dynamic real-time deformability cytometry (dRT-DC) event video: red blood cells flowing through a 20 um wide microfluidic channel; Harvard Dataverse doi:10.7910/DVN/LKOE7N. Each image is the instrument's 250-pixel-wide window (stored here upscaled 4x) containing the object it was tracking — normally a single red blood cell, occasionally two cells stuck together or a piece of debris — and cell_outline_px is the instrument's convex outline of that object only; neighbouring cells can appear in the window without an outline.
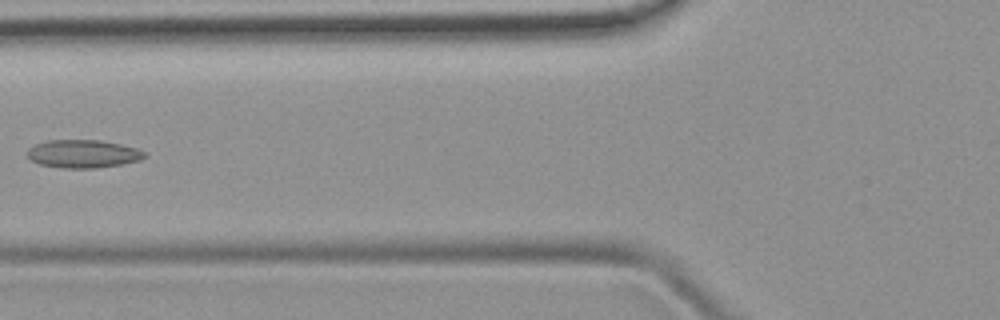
{"species": "common noctule bat (a hibernating species)", "species_latin": "Nyctalus noctula", "temperature_condition": "room temperature", "stored_images_in_passage": 6, "camera_frame_rate_fps": 3000, "um_per_image_px": 0.085, "animal": {"sex": "female", "body_mass_g": 19.9}, "frame": {"image": 1, "passage_image": 6, "time_ms": 6.333, "image_size_px": [1000, 320], "cell_outline_px": [[148, 156], [140, 160], [120, 164], [96, 168], [64, 168], [40, 164], [32, 160], [28, 156], [28, 148], [36, 144], [48, 140], [100, 140], [120, 144], [136, 148], [144, 152]], "centroid_in_image_um": [7.07, 13.07], "position_along_channel_um": 118.7, "area_um2": 19.02}}